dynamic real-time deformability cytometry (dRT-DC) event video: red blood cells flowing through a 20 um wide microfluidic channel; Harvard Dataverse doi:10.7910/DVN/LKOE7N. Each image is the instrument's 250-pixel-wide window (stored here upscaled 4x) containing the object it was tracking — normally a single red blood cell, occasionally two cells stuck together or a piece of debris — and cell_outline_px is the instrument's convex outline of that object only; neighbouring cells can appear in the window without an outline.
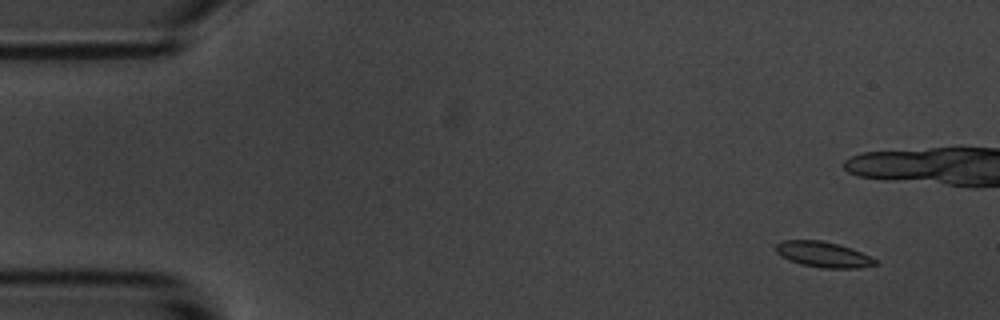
{"species": "common noctule bat (a hibernating species)", "species_latin": "Nyctalus noctula", "temperature_condition": "room temperature", "stored_images_in_passage": 7, "camera_frame_rate_fps": 3000, "um_per_image_px": 0.085, "animal": {"sex": "male", "body_mass_g": 20.1, "forearm_length_mm": 53.5}, "frame": {"image": 1, "passage_image": 1, "time_ms": 0.0, "image_size_px": [1000, 320], "cell_outline_px": [[880, 264], [856, 268], [824, 268], [800, 264], [788, 260], [780, 256], [776, 252], [776, 244], [784, 240], [820, 240], [852, 248], [876, 260]], "centroid_in_image_um": [69.95, 21.63], "position_along_channel_um": 15.0, "area_um2": 14.74}}